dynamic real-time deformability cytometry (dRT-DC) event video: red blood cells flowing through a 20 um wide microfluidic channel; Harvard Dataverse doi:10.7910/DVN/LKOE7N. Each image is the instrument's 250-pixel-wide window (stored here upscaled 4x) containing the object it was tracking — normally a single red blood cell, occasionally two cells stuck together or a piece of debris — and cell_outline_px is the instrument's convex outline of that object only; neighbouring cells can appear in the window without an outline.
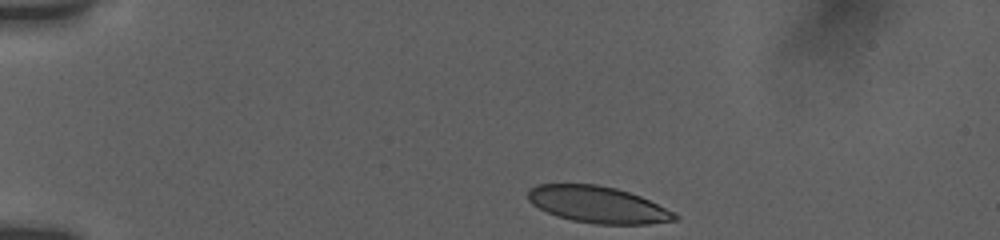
{"species": "human", "species_latin": "Homo sapiens", "temperature_condition": "room temperature", "stored_images_in_passage": 44, "camera_frame_rate_fps": 3000, "um_per_image_px": 0.085, "donor": {"sex": "female"}, "frame": {"image": 1, "passage_image": 1, "time_ms": 0.0, "image_size_px": [1000, 240], "cell_outline_px": [[680, 216], [676, 220], [648, 224], [596, 224], [572, 220], [556, 216], [532, 204], [528, 200], [528, 188], [536, 184], [596, 184], [616, 188], [640, 196], [676, 212]], "centroid_in_image_um": [50.82, 17.39], "position_along_channel_um": 34.2, "area_um2": 31.39}}
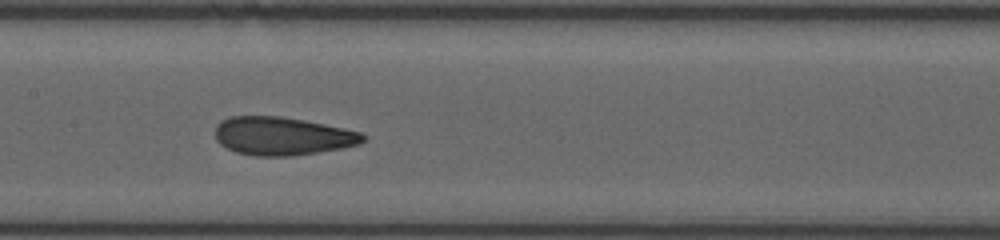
{"frame": {"image": 2, "passage_image": 18, "time_ms": 5.667, "image_size_px": [1000, 240], "cell_outline_px": [[368, 140], [360, 144], [340, 148], [292, 156], [256, 156], [236, 152], [220, 144], [216, 140], [216, 124], [220, 120], [228, 116], [280, 116], [304, 120], [344, 128], [360, 132], [368, 136]], "centroid_in_image_um": [24.0, 11.56], "position_along_channel_um": 183.4, "area_um2": 33.06}}
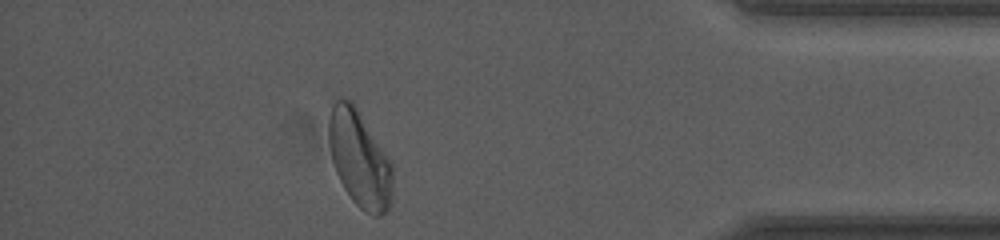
{"frame": {"image": 3, "passage_image": 38, "time_ms": 12.333, "image_size_px": [1000, 240], "cell_outline_px": [[392, 200], [388, 208], [380, 216], [372, 216], [364, 212], [352, 200], [344, 188], [336, 172], [332, 160], [328, 140], [328, 120], [332, 104], [336, 100], [352, 100], [392, 164]], "centroid_in_image_um": [30.55, 13.53], "position_along_channel_um": 404.7, "area_um2": 35.72}, "authors_computed_cell_mechanics": {"area_um2": 33.4373, "velocity_mm_per_s": 3.822, "shape_relaxation_time_tau1_ms": 5.5317, "shape_relaxation_time_tau2_ms": 1.1752, "deformation_change_tau1": 0.1749, "deformation_change_tau2": 0.0617}}